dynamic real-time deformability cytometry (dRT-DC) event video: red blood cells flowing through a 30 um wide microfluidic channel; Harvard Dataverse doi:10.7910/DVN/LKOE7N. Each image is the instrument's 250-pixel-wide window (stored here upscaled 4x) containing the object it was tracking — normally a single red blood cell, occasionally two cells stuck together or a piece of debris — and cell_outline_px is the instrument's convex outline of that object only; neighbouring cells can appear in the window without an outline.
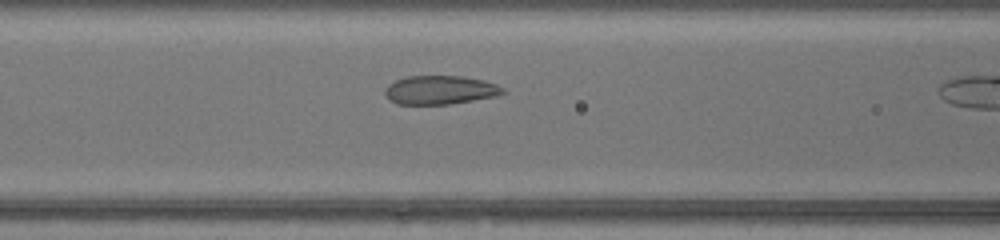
{"species": "common noctule bat (a hibernating species)", "species_latin": "Nyctalus noctula", "temperature_condition": "warm", "stored_images_in_passage": 17, "camera_frame_rate_fps": 3000, "um_per_image_px": 0.085, "animal": {"sex": "female", "body_mass_g": 17.0, "forearm_length_mm": 48.0}, "frame": {"image": 1, "passage_image": 7, "time_ms": 2.0, "image_size_px": [1000, 240], "cell_outline_px": [[508, 92], [496, 96], [448, 104], [396, 104], [384, 92], [388, 84], [396, 80], [408, 76], [460, 76], [484, 80], [496, 84], [504, 88]], "centroid_in_image_um": [37.44, 7.64], "position_along_channel_um": 129.2, "area_um2": 19.59}}
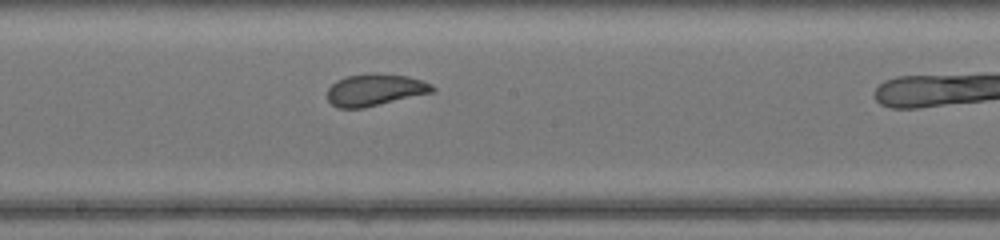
{"frame": {"image": 2, "passage_image": 13, "time_ms": 4.0, "image_size_px": [1000, 240], "cell_outline_px": [[436, 88], [432, 92], [364, 108], [340, 108], [332, 104], [328, 100], [328, 88], [336, 80], [348, 76], [376, 72], [408, 76], [432, 84]], "centroid_in_image_um": [31.87, 7.63], "position_along_channel_um": 216.3, "area_um2": 19.48}}
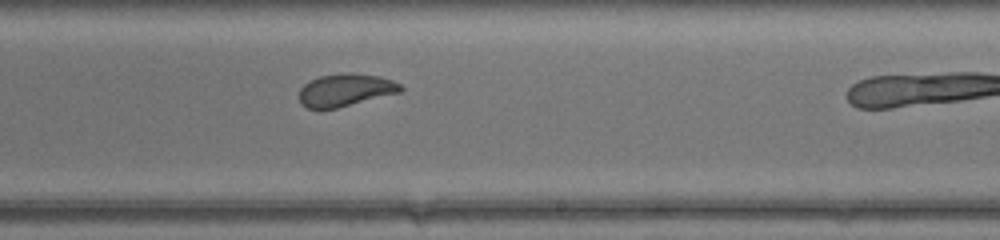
{"frame": {"image": 3, "passage_image": 16, "time_ms": 5.0, "image_size_px": [1000, 240], "cell_outline_px": [[404, 88], [400, 92], [336, 108], [308, 108], [300, 104], [300, 88], [304, 84], [320, 76], [348, 72], [352, 72], [380, 76], [392, 80], [400, 84]], "centroid_in_image_um": [29.37, 7.64], "position_along_channel_um": 259.6, "area_um2": 19.07}}